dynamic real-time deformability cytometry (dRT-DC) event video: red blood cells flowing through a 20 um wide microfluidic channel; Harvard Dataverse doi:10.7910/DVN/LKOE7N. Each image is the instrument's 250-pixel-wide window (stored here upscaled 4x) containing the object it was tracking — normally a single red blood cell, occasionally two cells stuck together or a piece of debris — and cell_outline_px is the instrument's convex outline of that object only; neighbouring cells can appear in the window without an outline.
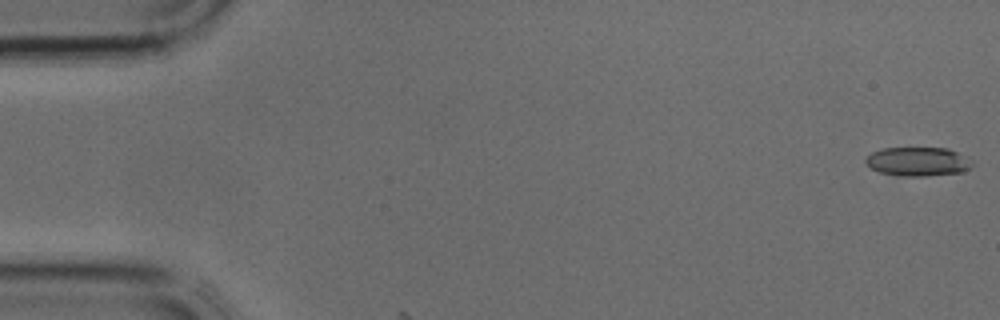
{"species": "common noctule bat (a hibernating species)", "species_latin": "Nyctalus noctula", "temperature_condition": "cold", "stored_images_in_passage": 3, "camera_frame_rate_fps": 3000, "um_per_image_px": 0.085, "animal": {"sex": "male", "body_mass_g": 17.9, "forearm_length_mm": 54.2}, "frame": {"image": 1, "passage_image": 1, "time_ms": 0.0, "image_size_px": [1000, 320], "cell_outline_px": [[972, 164], [964, 172], [924, 176], [896, 176], [880, 172], [872, 168], [864, 160], [872, 152], [884, 148], [948, 148], [956, 152]], "centroid_in_image_um": [77.97, 13.74], "position_along_channel_um": 7.0, "area_um2": 17.63}}